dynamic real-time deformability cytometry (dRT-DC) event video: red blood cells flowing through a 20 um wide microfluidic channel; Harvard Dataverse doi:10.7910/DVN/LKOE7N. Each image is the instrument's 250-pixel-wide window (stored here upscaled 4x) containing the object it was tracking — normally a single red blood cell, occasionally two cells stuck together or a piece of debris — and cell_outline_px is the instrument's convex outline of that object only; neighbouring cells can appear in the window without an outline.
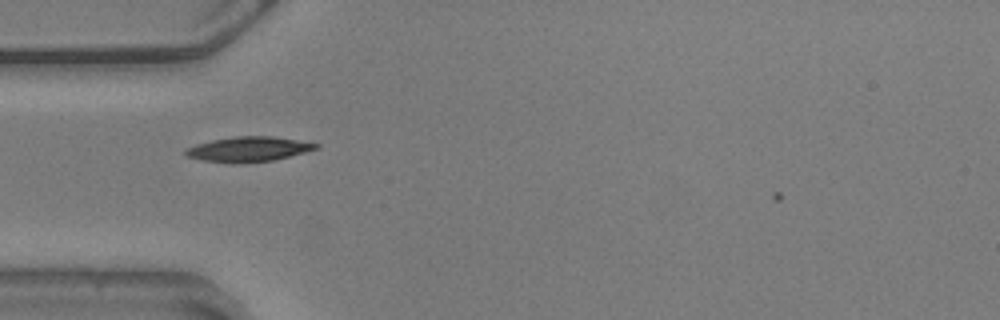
{"species": "common noctule bat (a hibernating species)", "species_latin": "Nyctalus noctula", "temperature_condition": "warm", "stored_images_in_passage": 41, "camera_frame_rate_fps": 3000, "um_per_image_px": 0.085, "animal": {"sex": "male", "body_mass_g": 20.5, "forearm_length_mm": 52.5}, "frame": {"image": 1, "passage_image": 8, "time_ms": 2.333, "image_size_px": [1000, 320], "cell_outline_px": [[320, 148], [272, 160], [236, 164], [232, 164], [204, 160], [188, 156], [184, 152], [184, 148], [196, 144], [212, 140], [236, 136], [272, 136], [320, 144]], "centroid_in_image_um": [21.09, 12.68], "position_along_channel_um": 63.9, "area_um2": 18.84}}
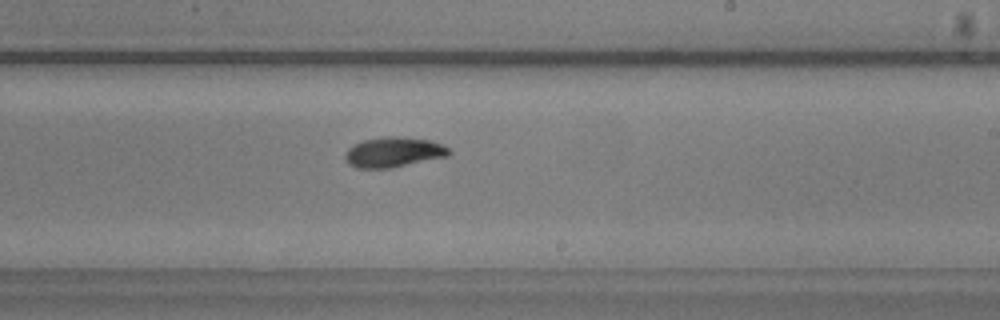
{"frame": {"image": 2, "passage_image": 24, "time_ms": 7.667, "image_size_px": [1000, 320], "cell_outline_px": [[452, 152], [448, 156], [388, 168], [356, 168], [348, 164], [344, 160], [344, 156], [348, 148], [364, 140], [388, 136], [396, 136], [432, 140], [448, 148]], "centroid_in_image_um": [33.44, 12.93], "position_along_channel_um": 255.6, "area_um2": 18.09}}
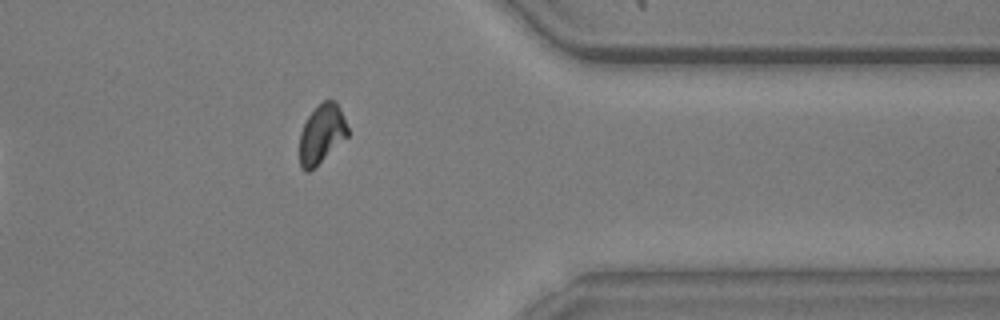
{"frame": {"image": 3, "passage_image": 36, "time_ms": 11.667, "image_size_px": [1000, 320], "cell_outline_px": [[348, 136], [308, 172], [304, 172], [300, 168], [300, 132], [308, 116], [324, 100], [336, 100], [340, 108], [348, 128]], "centroid_in_image_um": [27.33, 11.38], "position_along_channel_um": 384.1, "area_um2": 16.24}, "authors_computed_cell_mechanics": {"area_um2": 17.6868, "velocity_mm_per_s": 3.5803, "shape_relaxation_time_tau1_ms": 3.2088, "shape_relaxation_time_tau2_ms": 2.7028, "deformation_change_tau1": 0.1384, "deformation_change_tau2": 0.0622}}